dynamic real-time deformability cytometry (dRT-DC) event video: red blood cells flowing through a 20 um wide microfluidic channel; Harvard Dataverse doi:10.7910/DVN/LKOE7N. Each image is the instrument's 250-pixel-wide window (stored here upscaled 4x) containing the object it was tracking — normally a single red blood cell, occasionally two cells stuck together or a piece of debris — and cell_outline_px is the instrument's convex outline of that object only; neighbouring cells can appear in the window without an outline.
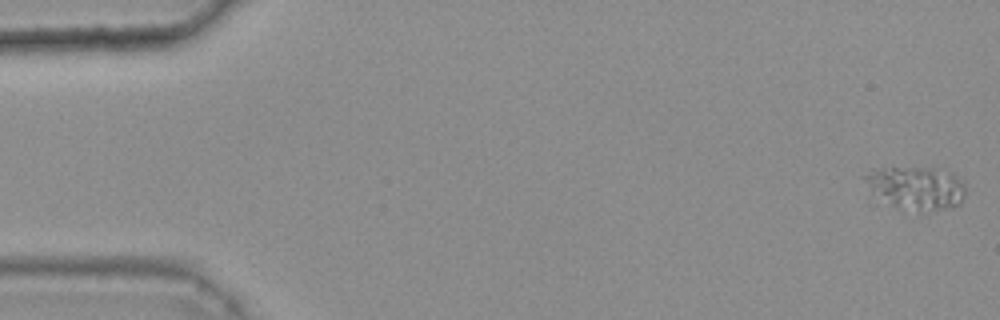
{"species": "common noctule bat (a hibernating species)", "species_latin": "Nyctalus noctula", "temperature_condition": "warm", "stored_images_in_passage": 47, "camera_frame_rate_fps": 3000, "um_per_image_px": 0.085, "animal": {"sex": "female", "body_mass_g": 25.1}, "frame": {"image": 1, "passage_image": 1, "time_ms": 0.0, "image_size_px": [1000, 320], "cell_outline_px": [[964, 196], [960, 204], [920, 212], [896, 208], [876, 204], [860, 176], [880, 168], [892, 164], [936, 168], [952, 172], [964, 184]], "centroid_in_image_um": [77.69, 15.95], "position_along_channel_um": 7.3, "area_um2": 26.93}}
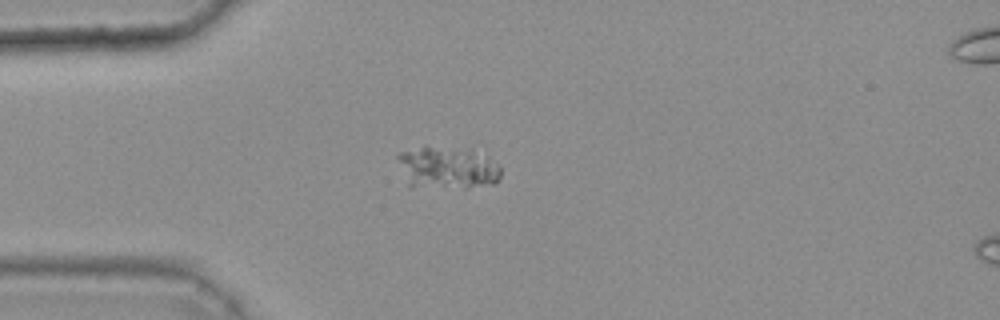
{"frame": {"image": 2, "passage_image": 14, "time_ms": 4.333, "image_size_px": [1000, 320], "cell_outline_px": [[500, 176], [492, 184], [408, 188], [396, 156], [400, 152], [424, 144], [472, 152], [488, 156], [500, 164]], "centroid_in_image_um": [37.92, 14.23], "position_along_channel_um": 47.1, "area_um2": 25.09}}
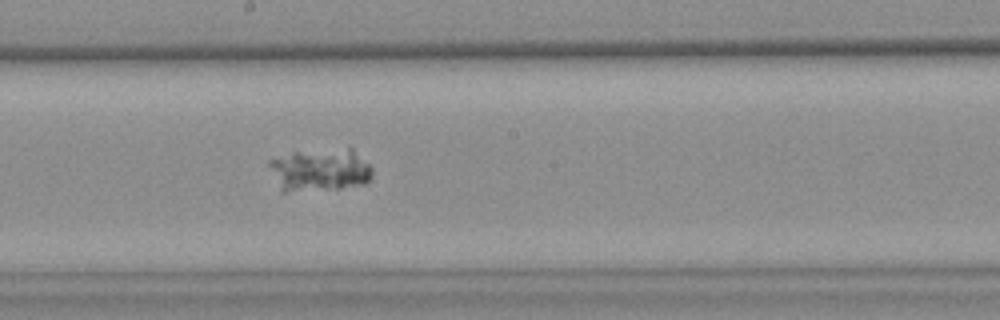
{"frame": {"image": 3, "passage_image": 29, "time_ms": 9.333, "image_size_px": [1000, 320], "cell_outline_px": [[372, 176], [364, 184], [340, 188], [284, 192], [280, 192], [268, 164], [268, 160], [292, 152], [348, 148], [352, 148], [372, 168]], "centroid_in_image_um": [27.16, 14.45], "position_along_channel_um": 221.0, "area_um2": 25.66}}